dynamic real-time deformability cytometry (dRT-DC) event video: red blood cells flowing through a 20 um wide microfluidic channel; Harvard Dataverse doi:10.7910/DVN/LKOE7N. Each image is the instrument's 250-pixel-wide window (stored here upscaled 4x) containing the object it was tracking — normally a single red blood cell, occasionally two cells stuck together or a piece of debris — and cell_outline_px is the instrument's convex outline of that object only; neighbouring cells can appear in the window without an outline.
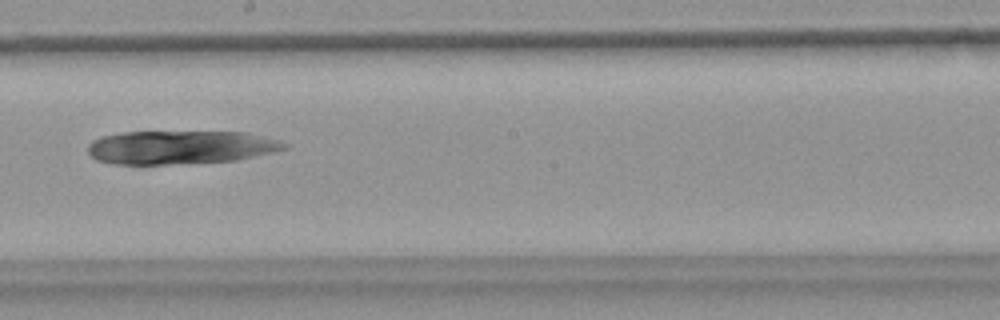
{"species": "common noctule bat (a hibernating species)", "species_latin": "Nyctalus noctula", "temperature_condition": "warm", "stored_images_in_passage": 8, "camera_frame_rate_fps": 3000, "um_per_image_px": 0.085, "animal": {"sex": "female", "body_mass_g": 18.4}, "frame": {"image": 1, "passage_image": 8, "time_ms": 2.333, "image_size_px": [1000, 320], "cell_outline_px": [[288, 148], [272, 152], [236, 160], [168, 164], [112, 164], [96, 160], [88, 152], [88, 144], [92, 140], [100, 136], [124, 132], [244, 132], [280, 140], [288, 144]], "centroid_in_image_um": [15.3, 12.52], "position_along_channel_um": 232.9, "area_um2": 38.26}}